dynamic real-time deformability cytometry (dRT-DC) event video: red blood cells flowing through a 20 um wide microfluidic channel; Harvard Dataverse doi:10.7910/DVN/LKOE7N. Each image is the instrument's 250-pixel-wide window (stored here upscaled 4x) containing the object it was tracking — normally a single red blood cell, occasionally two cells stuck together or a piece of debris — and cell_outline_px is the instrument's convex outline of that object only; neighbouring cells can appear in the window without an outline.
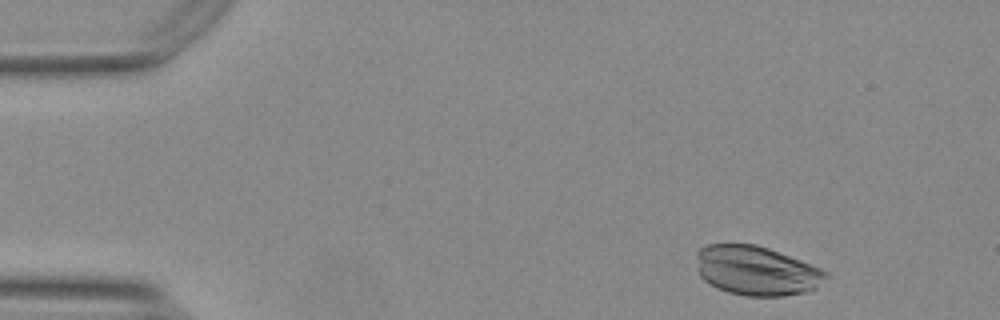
{"species": "Egyptian fruit bat (a non-hibernating species)", "species_latin": "Rousettus aegyptiacus", "temperature_condition": "warm", "stored_images_in_passage": 10, "camera_frame_rate_fps": 3000, "um_per_image_px": 0.085, "animal": {"sex": "female"}, "frame": {"image": 1, "passage_image": 3, "time_ms": 0.667, "image_size_px": [1000, 320], "cell_outline_px": [[828, 276], [816, 288], [804, 292], [784, 296], [748, 296], [728, 292], [704, 280], [700, 276], [696, 256], [696, 252], [700, 248], [708, 244], [756, 244], [768, 248], [800, 260], [820, 268], [828, 272]], "centroid_in_image_um": [64.3, 23.0], "position_along_channel_um": 20.7, "area_um2": 36.99}}